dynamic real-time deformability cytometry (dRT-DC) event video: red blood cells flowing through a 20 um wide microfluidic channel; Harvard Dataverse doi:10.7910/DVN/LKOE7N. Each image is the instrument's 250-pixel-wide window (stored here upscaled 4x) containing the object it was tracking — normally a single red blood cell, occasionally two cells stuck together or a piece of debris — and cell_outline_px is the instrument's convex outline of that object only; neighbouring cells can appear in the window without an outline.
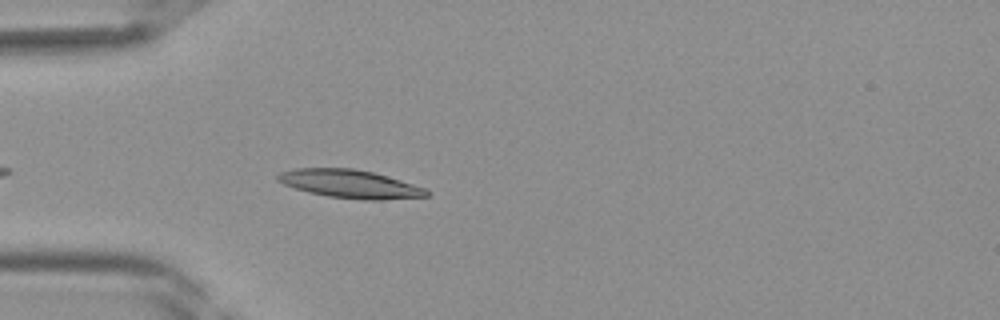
{"species": "Egyptian fruit bat (a non-hibernating species)", "species_latin": "Rousettus aegyptiacus", "temperature_condition": "room temperature", "stored_images_in_passage": 31, "camera_frame_rate_fps": 3000, "um_per_image_px": 0.085, "frame": {"image": 1, "passage_image": 4, "time_ms": 1.0, "image_size_px": [1000, 320], "cell_outline_px": [[432, 192], [428, 196], [384, 200], [364, 200], [328, 196], [308, 192], [284, 184], [276, 180], [276, 176], [280, 172], [296, 168], [352, 168], [372, 172], [428, 188]], "centroid_in_image_um": [29.79, 15.64], "position_along_channel_um": 55.2, "area_um2": 24.57}}
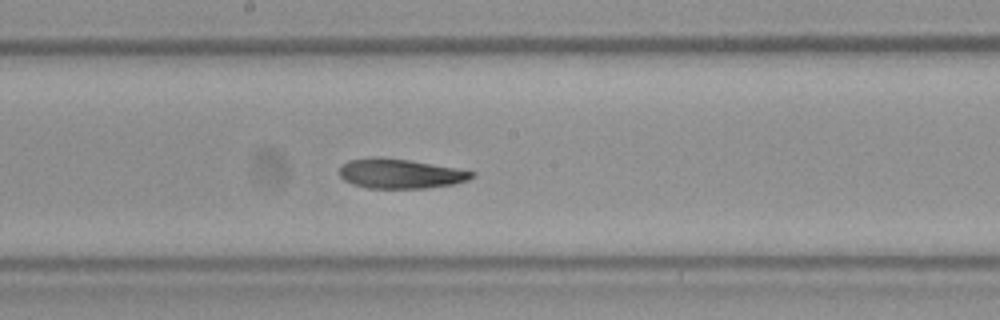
{"frame": {"image": 2, "passage_image": 14, "time_ms": 4.333, "image_size_px": [1000, 320], "cell_outline_px": [[476, 176], [468, 180], [452, 184], [424, 188], [368, 188], [352, 184], [344, 180], [340, 176], [340, 168], [348, 160], [376, 156], [380, 156], [408, 160], [456, 168], [476, 172]], "centroid_in_image_um": [34.02, 14.75], "position_along_channel_um": 214.2, "area_um2": 22.83}}
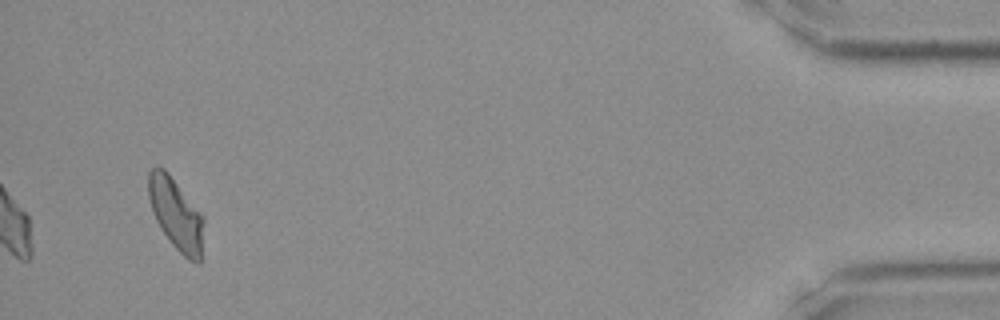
{"frame": {"image": 3, "passage_image": 31, "time_ms": 10.0, "image_size_px": [1000, 320], "cell_outline_px": [[204, 220], [200, 264], [196, 264], [188, 260], [172, 244], [160, 228], [156, 220], [148, 196], [148, 172], [156, 164], [164, 168], [168, 172], [204, 216]], "centroid_in_image_um": [14.96, 18.18], "position_along_channel_um": 420.2, "area_um2": 23.18}}